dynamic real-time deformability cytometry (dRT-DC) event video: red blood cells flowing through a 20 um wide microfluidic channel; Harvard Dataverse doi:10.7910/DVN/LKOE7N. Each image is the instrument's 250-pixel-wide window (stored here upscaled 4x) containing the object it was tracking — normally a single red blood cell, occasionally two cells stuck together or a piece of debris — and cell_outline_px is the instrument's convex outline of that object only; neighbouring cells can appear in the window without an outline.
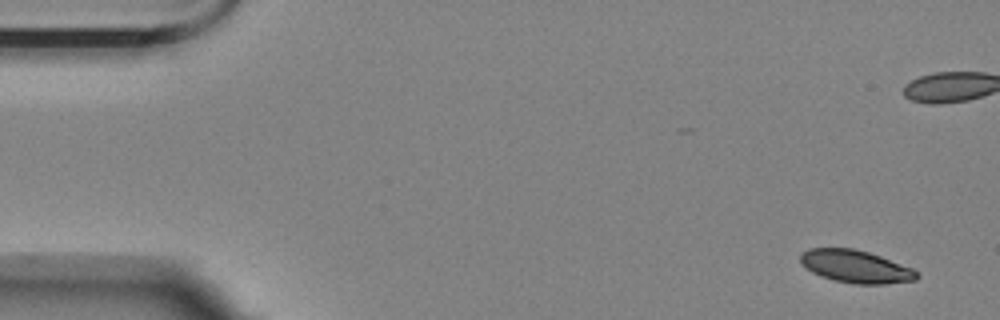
{"species": "Egyptian fruit bat (a non-hibernating species)", "species_latin": "Rousettus aegyptiacus", "temperature_condition": "room temperature", "stored_images_in_passage": 7, "camera_frame_rate_fps": 3000, "um_per_image_px": 0.085, "animal": {"sex": "female"}, "frame": {"image": 1, "passage_image": 1, "time_ms": 0.0, "image_size_px": [1000, 320], "cell_outline_px": [[920, 276], [916, 280], [884, 284], [852, 284], [832, 280], [820, 276], [812, 272], [800, 260], [800, 252], [808, 248], [852, 248], [868, 252], [880, 256], [912, 268]], "centroid_in_image_um": [72.72, 22.66], "position_along_channel_um": 12.3, "area_um2": 22.14}}
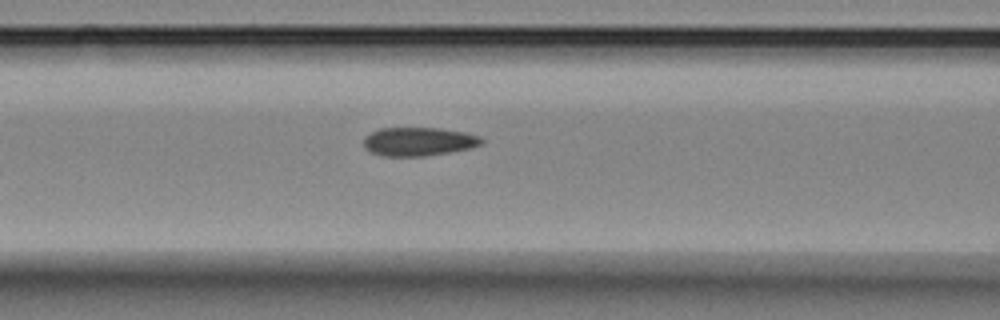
{"frame": {"image": 2, "passage_image": 7, "time_ms": 8.0, "image_size_px": [1000, 320], "cell_outline_px": [[484, 144], [472, 148], [452, 152], [424, 156], [384, 156], [368, 152], [364, 148], [364, 136], [380, 128], [440, 128], [464, 132], [480, 136], [484, 140]], "centroid_in_image_um": [35.6, 12.04], "position_along_channel_um": 131.0, "area_um2": 19.94}}